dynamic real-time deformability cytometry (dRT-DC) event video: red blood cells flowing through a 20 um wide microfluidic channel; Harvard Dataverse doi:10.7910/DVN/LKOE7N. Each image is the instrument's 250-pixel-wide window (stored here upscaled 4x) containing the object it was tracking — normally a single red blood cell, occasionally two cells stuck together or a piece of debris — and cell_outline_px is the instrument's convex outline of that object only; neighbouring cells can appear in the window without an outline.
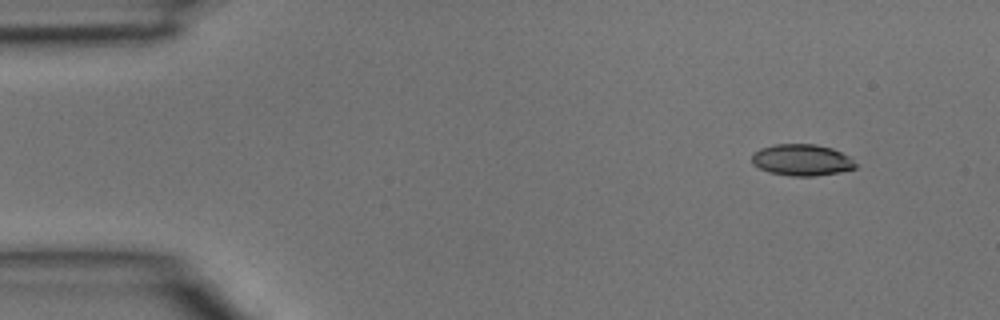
{"species": "common noctule bat (a hibernating species)", "species_latin": "Nyctalus noctula", "temperature_condition": "room temperature", "stored_images_in_passage": 5, "camera_frame_rate_fps": 3000, "um_per_image_px": 0.085, "animal": {"sex": "male", "body_mass_g": 15.6}, "frame": {"image": 1, "passage_image": 5, "time_ms": 1.333, "image_size_px": [1000, 320], "cell_outline_px": [[856, 168], [840, 172], [812, 176], [788, 176], [768, 172], [752, 164], [752, 152], [760, 148], [776, 144], [816, 144], [832, 148], [848, 156], [856, 164]], "centroid_in_image_um": [68.12, 13.6], "position_along_channel_um": 16.9, "area_um2": 19.07}}